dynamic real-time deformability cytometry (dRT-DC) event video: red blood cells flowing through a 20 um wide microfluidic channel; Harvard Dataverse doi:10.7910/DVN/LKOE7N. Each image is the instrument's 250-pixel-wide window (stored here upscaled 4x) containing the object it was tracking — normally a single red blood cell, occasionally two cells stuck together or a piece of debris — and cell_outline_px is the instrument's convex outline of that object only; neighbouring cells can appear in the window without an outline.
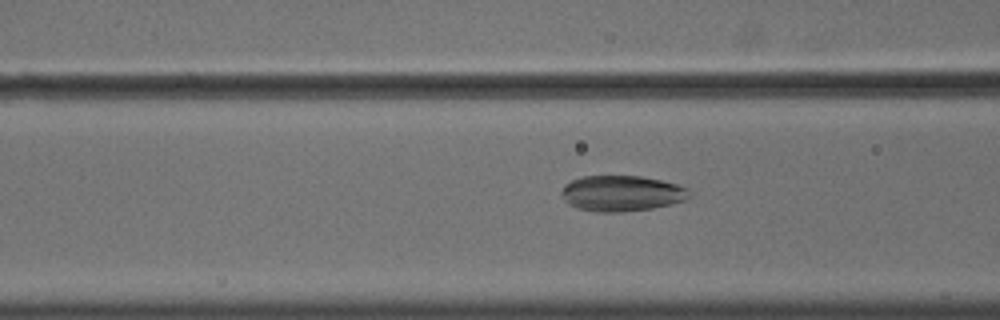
{"species": "common noctule bat (a hibernating species)", "species_latin": "Nyctalus noctula", "temperature_condition": "cold", "stored_images_in_passage": 56, "camera_frame_rate_fps": 3000, "um_per_image_px": 0.085, "animal": {"sex": "male", "body_mass_g": 18.8}, "frame": {"image": 1, "passage_image": 23, "time_ms": 7.333, "image_size_px": [1000, 320], "cell_outline_px": [[692, 196], [684, 200], [672, 204], [652, 208], [620, 212], [596, 212], [576, 208], [568, 204], [564, 200], [560, 192], [564, 184], [580, 176], [640, 176], [660, 180], [676, 184], [688, 188], [692, 192]], "centroid_in_image_um": [52.83, 16.44], "position_along_channel_um": 113.8, "area_um2": 26.88}}
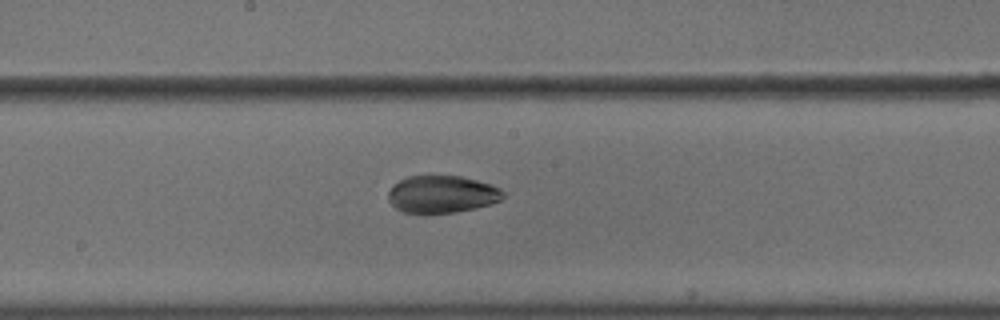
{"frame": {"image": 2, "passage_image": 31, "time_ms": 10.0, "image_size_px": [1000, 320], "cell_outline_px": [[504, 196], [500, 200], [492, 204], [476, 208], [452, 212], [404, 212], [396, 208], [388, 200], [388, 192], [400, 180], [408, 176], [460, 176], [492, 184], [500, 188], [504, 192]], "centroid_in_image_um": [37.6, 16.5], "position_along_channel_um": 210.6, "area_um2": 24.68}}
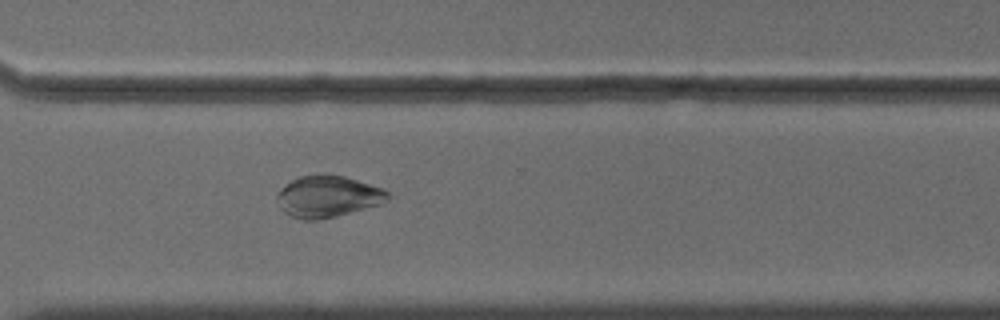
{"frame": {"image": 3, "passage_image": 42, "time_ms": 13.667, "image_size_px": [1000, 320], "cell_outline_px": [[388, 200], [380, 204], [336, 216], [320, 220], [304, 220], [288, 216], [280, 208], [276, 200], [276, 196], [280, 188], [292, 180], [300, 176], [344, 176], [384, 188], [388, 192]], "centroid_in_image_um": [27.83, 16.73], "position_along_channel_um": 342.8, "area_um2": 26.59}}